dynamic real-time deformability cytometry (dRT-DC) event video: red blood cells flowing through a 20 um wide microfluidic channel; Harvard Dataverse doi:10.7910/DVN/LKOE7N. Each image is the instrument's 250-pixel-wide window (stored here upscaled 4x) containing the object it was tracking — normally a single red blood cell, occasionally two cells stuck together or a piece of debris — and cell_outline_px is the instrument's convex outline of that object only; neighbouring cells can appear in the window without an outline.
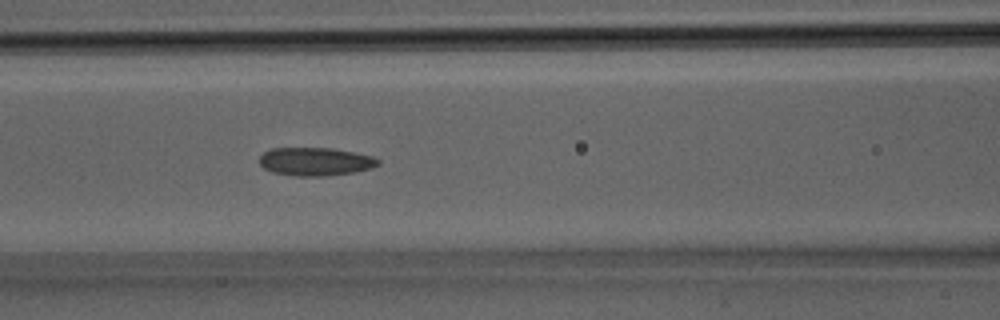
{"species": "Egyptian fruit bat (a non-hibernating species)", "species_latin": "Rousettus aegyptiacus", "temperature_condition": "room temperature", "stored_images_in_passage": 4, "camera_frame_rate_fps": 3000, "um_per_image_px": 0.085, "animal": {"sex": "male"}, "frame": {"image": 1, "passage_image": 4, "time_ms": 1.0, "image_size_px": [1000, 320], "cell_outline_px": [[380, 164], [372, 168], [356, 172], [324, 176], [296, 176], [272, 172], [264, 168], [260, 164], [260, 156], [264, 152], [272, 148], [332, 148], [372, 156], [380, 160]], "centroid_in_image_um": [26.82, 13.74], "position_along_channel_um": 139.8, "area_um2": 19.54}}